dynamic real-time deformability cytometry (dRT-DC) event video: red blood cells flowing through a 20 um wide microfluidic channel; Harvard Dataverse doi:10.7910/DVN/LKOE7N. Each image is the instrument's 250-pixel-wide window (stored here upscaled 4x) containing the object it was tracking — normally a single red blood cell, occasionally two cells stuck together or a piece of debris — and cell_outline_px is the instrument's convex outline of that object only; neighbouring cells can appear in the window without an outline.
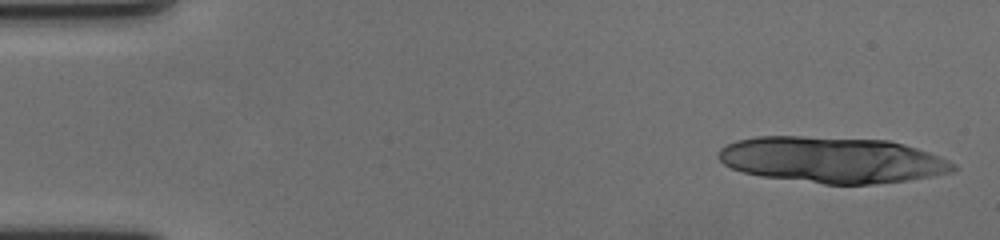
{"species": "human", "species_latin": "Homo sapiens", "temperature_condition": "cold", "stored_images_in_passage": 15, "camera_frame_rate_fps": 3000, "um_per_image_px": 0.085, "donor": {"sex": "female"}, "frame": {"image": 1, "passage_image": 1, "time_ms": 0.0, "image_size_px": [1000, 240], "cell_outline_px": [[956, 168], [952, 172], [932, 176], [904, 180], [872, 184], [824, 184], [760, 176], [744, 172], [732, 168], [724, 164], [716, 156], [720, 148], [736, 140], [756, 136], [800, 136], [888, 140], [904, 144], [928, 152], [948, 160], [956, 164]], "centroid_in_image_um": [70.7, 13.58], "position_along_channel_um": 14.3, "area_um2": 62.94}}